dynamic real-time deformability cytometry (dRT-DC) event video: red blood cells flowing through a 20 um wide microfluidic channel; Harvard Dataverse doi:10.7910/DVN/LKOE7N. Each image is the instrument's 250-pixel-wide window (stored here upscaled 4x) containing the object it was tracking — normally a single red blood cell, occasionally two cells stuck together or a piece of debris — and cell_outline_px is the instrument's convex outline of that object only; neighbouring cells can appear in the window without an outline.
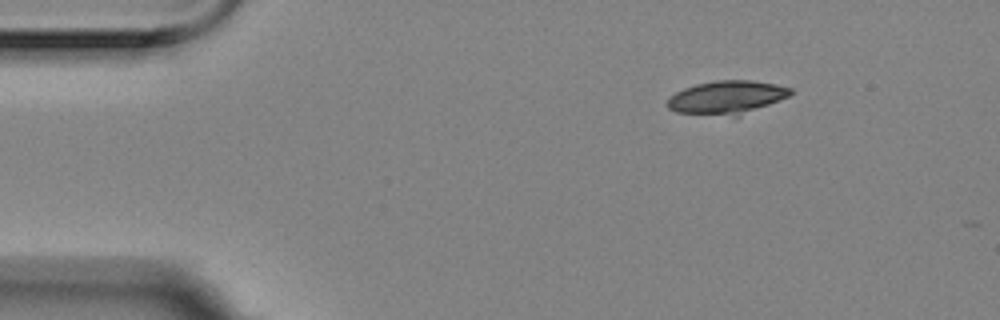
{"species": "Egyptian fruit bat (a non-hibernating species)", "species_latin": "Rousettus aegyptiacus", "temperature_condition": "room temperature", "stored_images_in_passage": 4, "segment_of_instrument_passage": [1, 2], "camera_frame_rate_fps": 3000, "um_per_image_px": 0.085, "animal": {"sex": "female"}, "frame": {"image": 1, "passage_image": 1, "time_ms": 0.0, "image_size_px": [1000, 320], "cell_outline_px": [[792, 92], [788, 96], [768, 104], [736, 116], [676, 112], [668, 108], [668, 100], [676, 92], [684, 88], [696, 84], [716, 80], [752, 80], [776, 84], [792, 88]], "centroid_in_image_um": [61.76, 8.25], "position_along_channel_um": 23.2, "area_um2": 23.35}}